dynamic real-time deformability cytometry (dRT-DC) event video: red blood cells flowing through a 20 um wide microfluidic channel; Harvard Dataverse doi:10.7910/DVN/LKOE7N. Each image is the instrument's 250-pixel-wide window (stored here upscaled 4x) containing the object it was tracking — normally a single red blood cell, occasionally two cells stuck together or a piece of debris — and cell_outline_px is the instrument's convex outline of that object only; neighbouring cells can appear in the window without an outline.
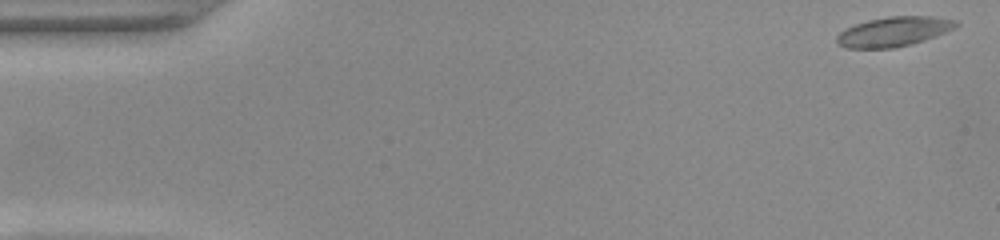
{"species": "common noctule bat (a hibernating species)", "species_latin": "Nyctalus noctula", "temperature_condition": "warm", "stored_images_in_passage": 51, "camera_frame_rate_fps": 3000, "um_per_image_px": 0.085, "animal": {"sex": "female", "body_mass_g": 22.0, "forearm_length_mm": 56.7}, "frame": {"image": 1, "passage_image": 1, "time_ms": 0.0, "image_size_px": [1000, 240], "cell_outline_px": [[960, 24], [956, 28], [936, 36], [912, 44], [896, 48], [844, 48], [836, 44], [836, 36], [844, 28], [868, 20], [888, 16], [932, 16], [956, 20]], "centroid_in_image_um": [75.96, 2.69], "position_along_channel_um": 9.0, "area_um2": 20.87}}
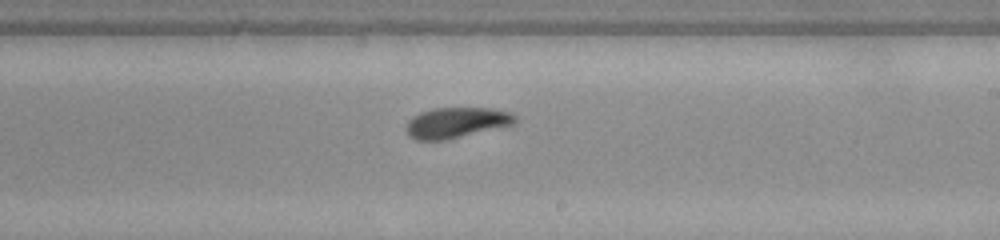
{"frame": {"image": 2, "passage_image": 30, "time_ms": 9.667, "image_size_px": [1000, 240], "cell_outline_px": [[516, 120], [512, 124], [448, 140], [416, 140], [408, 136], [404, 128], [408, 120], [412, 116], [420, 112], [432, 108], [492, 108], [512, 112], [516, 116]], "centroid_in_image_um": [38.73, 10.42], "position_along_channel_um": 250.3, "area_um2": 19.59}}
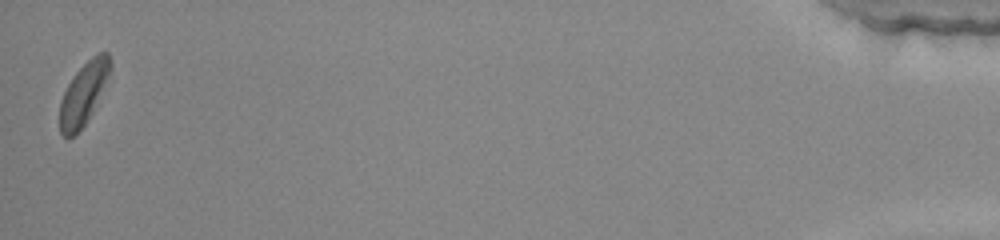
{"frame": {"image": 3, "passage_image": 51, "time_ms": 16.667, "image_size_px": [1000, 240], "cell_outline_px": [[112, 68], [92, 112], [84, 124], [72, 136], [64, 136], [60, 132], [60, 100], [68, 84], [76, 72], [96, 52], [108, 52], [112, 60]], "centroid_in_image_um": [7.12, 7.89], "position_along_channel_um": 428.1, "area_um2": 17.92}, "authors_computed_cell_mechanics": {"area_um2": 19.941, "velocity_mm_per_s": 3.91, "shape_relaxation_time_tau1_ms": 4.4366, "shape_relaxation_time_tau2_ms": 3.6106, "deformation_change_tau1": 0.1272, "deformation_change_tau2": 0.0863}}